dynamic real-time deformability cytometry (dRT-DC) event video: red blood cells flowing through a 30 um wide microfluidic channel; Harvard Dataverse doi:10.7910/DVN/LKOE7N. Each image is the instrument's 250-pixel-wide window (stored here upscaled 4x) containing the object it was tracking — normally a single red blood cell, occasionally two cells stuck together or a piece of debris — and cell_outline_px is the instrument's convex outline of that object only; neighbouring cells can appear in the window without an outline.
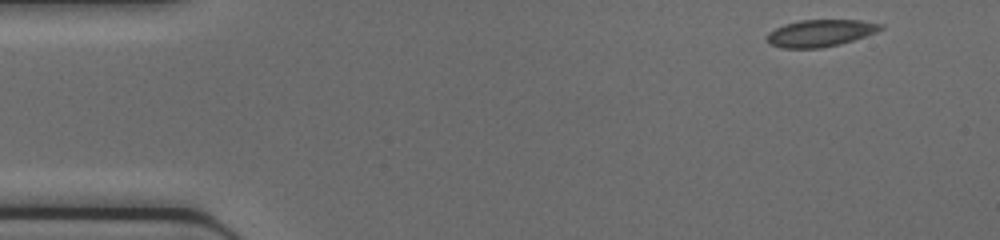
{"species": "common noctule bat (a hibernating species)", "species_latin": "Nyctalus noctula", "temperature_condition": "cold", "stored_images_in_passage": 43, "camera_frame_rate_fps": 3000, "um_per_image_px": 0.085, "animal": {"sex": "female", "body_mass_g": 17.0, "forearm_length_mm": 48.0}, "frame": {"image": 1, "passage_image": 1, "time_ms": 0.0, "image_size_px": [1000, 240], "cell_outline_px": [[884, 28], [876, 32], [840, 44], [820, 48], [780, 48], [772, 44], [768, 40], [768, 32], [784, 24], [800, 20], [860, 20], [884, 24]], "centroid_in_image_um": [69.75, 2.8], "position_along_channel_um": 15.3, "area_um2": 17.74}}
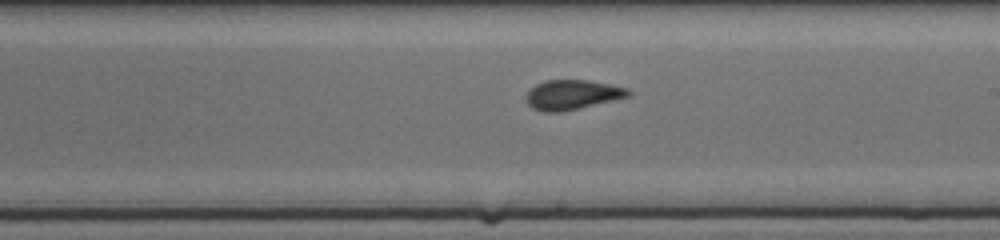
{"frame": {"image": 2, "passage_image": 23, "time_ms": 7.333, "image_size_px": [1000, 240], "cell_outline_px": [[632, 96], [560, 112], [544, 112], [532, 108], [528, 104], [524, 96], [536, 84], [544, 80], [588, 80], [628, 88], [632, 92]], "centroid_in_image_um": [48.64, 8.05], "position_along_channel_um": 240.4, "area_um2": 17.69}}
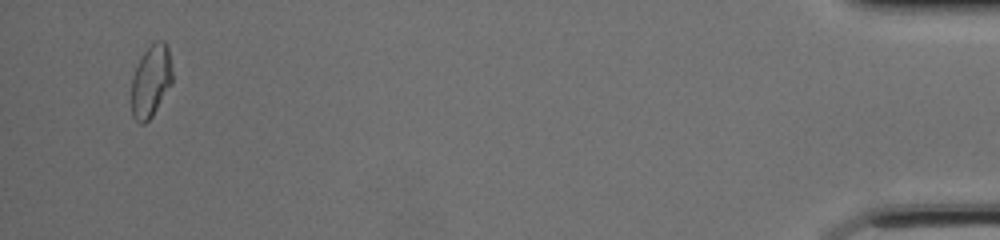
{"frame": {"image": 3, "passage_image": 41, "time_ms": 13.333, "image_size_px": [1000, 240], "cell_outline_px": [[172, 84], [152, 116], [144, 124], [140, 124], [132, 116], [132, 76], [144, 52], [156, 40], [164, 40], [168, 48], [172, 72]], "centroid_in_image_um": [12.84, 6.9], "position_along_channel_um": 422.4, "area_um2": 17.05}}